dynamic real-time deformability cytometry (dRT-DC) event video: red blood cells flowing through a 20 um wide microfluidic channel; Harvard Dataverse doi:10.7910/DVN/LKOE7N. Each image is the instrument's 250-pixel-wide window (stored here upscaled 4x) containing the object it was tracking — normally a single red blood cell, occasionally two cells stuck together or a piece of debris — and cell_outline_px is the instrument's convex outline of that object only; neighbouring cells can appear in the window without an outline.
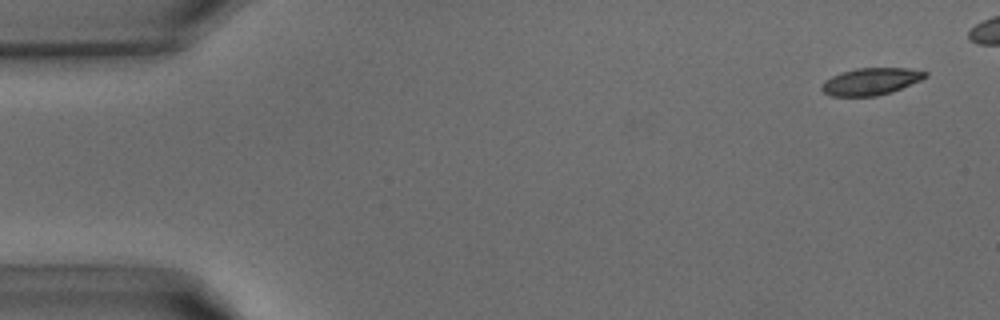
{"species": "common noctule bat (a hibernating species)", "species_latin": "Nyctalus noctula", "temperature_condition": "warm", "stored_images_in_passage": 35, "camera_frame_rate_fps": 3000, "um_per_image_px": 0.085, "animal": {"sex": "male", "body_mass_g": 15.6}, "frame": {"image": 1, "passage_image": 2, "time_ms": 0.333, "image_size_px": [1000, 320], "cell_outline_px": [[928, 76], [920, 80], [892, 92], [876, 96], [832, 96], [824, 92], [820, 88], [820, 84], [824, 80], [840, 72], [856, 68], [908, 68], [928, 72]], "centroid_in_image_um": [74.0, 6.92], "position_along_channel_um": 11.0, "area_um2": 16.42}}
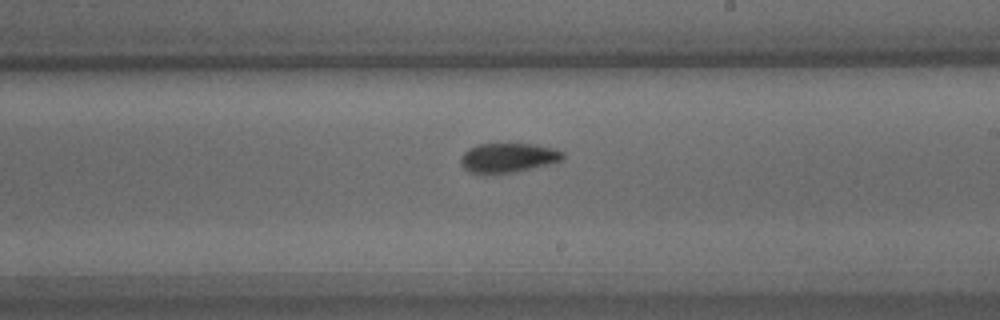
{"frame": {"image": 2, "passage_image": 23, "time_ms": 7.333, "image_size_px": [1000, 320], "cell_outline_px": [[564, 160], [516, 172], [468, 172], [460, 164], [460, 156], [468, 148], [476, 144], [532, 144], [552, 148], [564, 152]], "centroid_in_image_um": [43.18, 13.39], "position_along_channel_um": 245.8, "area_um2": 17.34}}
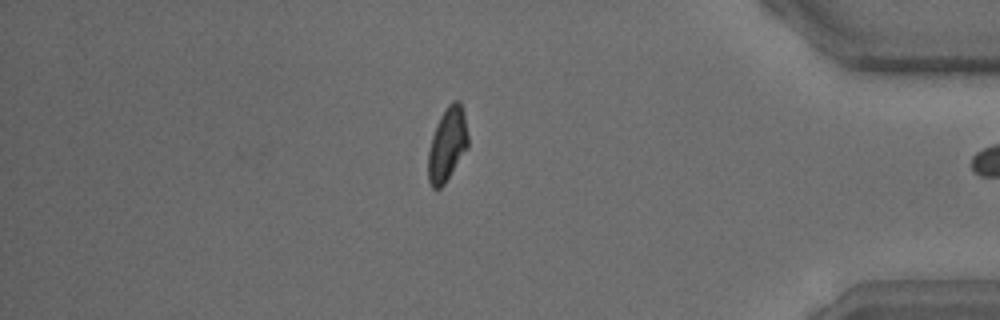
{"frame": {"image": 3, "passage_image": 34, "time_ms": 11.0, "image_size_px": [1000, 320], "cell_outline_px": [[468, 148], [444, 184], [440, 188], [432, 188], [428, 180], [428, 152], [432, 136], [436, 124], [440, 116], [448, 104], [452, 100], [460, 100], [464, 112], [468, 136]], "centroid_in_image_um": [38.02, 12.25], "position_along_channel_um": 397.2, "area_um2": 17.22}}